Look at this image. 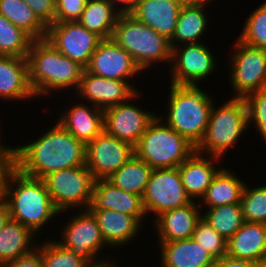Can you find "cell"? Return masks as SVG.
Listing matches in <instances>:
<instances>
[{"instance_id": "obj_2", "label": "cell", "mask_w": 266, "mask_h": 267, "mask_svg": "<svg viewBox=\"0 0 266 267\" xmlns=\"http://www.w3.org/2000/svg\"><path fill=\"white\" fill-rule=\"evenodd\" d=\"M0 197L7 203L11 219L30 228L37 236L51 220L61 215L43 179L23 174L12 163L0 178Z\"/></svg>"}, {"instance_id": "obj_4", "label": "cell", "mask_w": 266, "mask_h": 267, "mask_svg": "<svg viewBox=\"0 0 266 267\" xmlns=\"http://www.w3.org/2000/svg\"><path fill=\"white\" fill-rule=\"evenodd\" d=\"M169 87L167 113L157 115L197 147L205 135L215 97L200 86L169 84Z\"/></svg>"}, {"instance_id": "obj_12", "label": "cell", "mask_w": 266, "mask_h": 267, "mask_svg": "<svg viewBox=\"0 0 266 267\" xmlns=\"http://www.w3.org/2000/svg\"><path fill=\"white\" fill-rule=\"evenodd\" d=\"M76 212L75 216L71 213V219L67 218L69 221L62 225L63 230L59 232L61 240H58L88 264L111 259L112 256L107 255L106 258L105 255L100 257L104 247L107 249L109 246L101 236L96 218L88 210Z\"/></svg>"}, {"instance_id": "obj_14", "label": "cell", "mask_w": 266, "mask_h": 267, "mask_svg": "<svg viewBox=\"0 0 266 267\" xmlns=\"http://www.w3.org/2000/svg\"><path fill=\"white\" fill-rule=\"evenodd\" d=\"M46 40L64 56L86 68L103 40L79 21L55 22L47 28Z\"/></svg>"}, {"instance_id": "obj_22", "label": "cell", "mask_w": 266, "mask_h": 267, "mask_svg": "<svg viewBox=\"0 0 266 267\" xmlns=\"http://www.w3.org/2000/svg\"><path fill=\"white\" fill-rule=\"evenodd\" d=\"M222 160L220 157L204 155L195 151L178 167L182 184L192 201L198 202L204 196L213 178L223 167L217 166Z\"/></svg>"}, {"instance_id": "obj_32", "label": "cell", "mask_w": 266, "mask_h": 267, "mask_svg": "<svg viewBox=\"0 0 266 267\" xmlns=\"http://www.w3.org/2000/svg\"><path fill=\"white\" fill-rule=\"evenodd\" d=\"M0 15L5 16L33 40L46 39L47 27L23 0H0Z\"/></svg>"}, {"instance_id": "obj_36", "label": "cell", "mask_w": 266, "mask_h": 267, "mask_svg": "<svg viewBox=\"0 0 266 267\" xmlns=\"http://www.w3.org/2000/svg\"><path fill=\"white\" fill-rule=\"evenodd\" d=\"M243 26L237 38L249 46L266 50V0L250 12Z\"/></svg>"}, {"instance_id": "obj_24", "label": "cell", "mask_w": 266, "mask_h": 267, "mask_svg": "<svg viewBox=\"0 0 266 267\" xmlns=\"http://www.w3.org/2000/svg\"><path fill=\"white\" fill-rule=\"evenodd\" d=\"M36 99L29 83L27 58L0 55V99L27 101Z\"/></svg>"}, {"instance_id": "obj_15", "label": "cell", "mask_w": 266, "mask_h": 267, "mask_svg": "<svg viewBox=\"0 0 266 267\" xmlns=\"http://www.w3.org/2000/svg\"><path fill=\"white\" fill-rule=\"evenodd\" d=\"M134 155V146L103 130L86 145V166L95 180L107 179Z\"/></svg>"}, {"instance_id": "obj_5", "label": "cell", "mask_w": 266, "mask_h": 267, "mask_svg": "<svg viewBox=\"0 0 266 267\" xmlns=\"http://www.w3.org/2000/svg\"><path fill=\"white\" fill-rule=\"evenodd\" d=\"M111 38L131 55L143 73L159 63H166V69L170 66V41L131 14H120Z\"/></svg>"}, {"instance_id": "obj_18", "label": "cell", "mask_w": 266, "mask_h": 267, "mask_svg": "<svg viewBox=\"0 0 266 267\" xmlns=\"http://www.w3.org/2000/svg\"><path fill=\"white\" fill-rule=\"evenodd\" d=\"M115 210L136 217L143 225L147 218L142 197L115 186L108 179H97L92 189L88 211ZM146 217V218H145Z\"/></svg>"}, {"instance_id": "obj_33", "label": "cell", "mask_w": 266, "mask_h": 267, "mask_svg": "<svg viewBox=\"0 0 266 267\" xmlns=\"http://www.w3.org/2000/svg\"><path fill=\"white\" fill-rule=\"evenodd\" d=\"M202 217L227 241L244 223L240 203L208 208Z\"/></svg>"}, {"instance_id": "obj_7", "label": "cell", "mask_w": 266, "mask_h": 267, "mask_svg": "<svg viewBox=\"0 0 266 267\" xmlns=\"http://www.w3.org/2000/svg\"><path fill=\"white\" fill-rule=\"evenodd\" d=\"M134 151L152 169H163L179 167L196 151V147L156 115Z\"/></svg>"}, {"instance_id": "obj_20", "label": "cell", "mask_w": 266, "mask_h": 267, "mask_svg": "<svg viewBox=\"0 0 266 267\" xmlns=\"http://www.w3.org/2000/svg\"><path fill=\"white\" fill-rule=\"evenodd\" d=\"M202 210L197 201H192L183 207L161 213L151 221L158 235V243L192 238L196 224L202 218Z\"/></svg>"}, {"instance_id": "obj_49", "label": "cell", "mask_w": 266, "mask_h": 267, "mask_svg": "<svg viewBox=\"0 0 266 267\" xmlns=\"http://www.w3.org/2000/svg\"><path fill=\"white\" fill-rule=\"evenodd\" d=\"M255 267H266V261L257 263Z\"/></svg>"}, {"instance_id": "obj_44", "label": "cell", "mask_w": 266, "mask_h": 267, "mask_svg": "<svg viewBox=\"0 0 266 267\" xmlns=\"http://www.w3.org/2000/svg\"><path fill=\"white\" fill-rule=\"evenodd\" d=\"M120 14H130L140 0H108Z\"/></svg>"}, {"instance_id": "obj_46", "label": "cell", "mask_w": 266, "mask_h": 267, "mask_svg": "<svg viewBox=\"0 0 266 267\" xmlns=\"http://www.w3.org/2000/svg\"><path fill=\"white\" fill-rule=\"evenodd\" d=\"M10 211L7 203L0 197V231L10 219Z\"/></svg>"}, {"instance_id": "obj_3", "label": "cell", "mask_w": 266, "mask_h": 267, "mask_svg": "<svg viewBox=\"0 0 266 267\" xmlns=\"http://www.w3.org/2000/svg\"><path fill=\"white\" fill-rule=\"evenodd\" d=\"M27 62L29 83L36 98H49L55 92L57 95L59 90L76 92L85 70L79 63L64 56L46 39L32 41Z\"/></svg>"}, {"instance_id": "obj_48", "label": "cell", "mask_w": 266, "mask_h": 267, "mask_svg": "<svg viewBox=\"0 0 266 267\" xmlns=\"http://www.w3.org/2000/svg\"><path fill=\"white\" fill-rule=\"evenodd\" d=\"M178 1L183 5H190V4H200L204 2H213L214 0H178Z\"/></svg>"}, {"instance_id": "obj_27", "label": "cell", "mask_w": 266, "mask_h": 267, "mask_svg": "<svg viewBox=\"0 0 266 267\" xmlns=\"http://www.w3.org/2000/svg\"><path fill=\"white\" fill-rule=\"evenodd\" d=\"M233 170L234 168L223 166L217 172L204 196L198 202L201 209L203 206L205 211L206 208L240 203L246 182Z\"/></svg>"}, {"instance_id": "obj_25", "label": "cell", "mask_w": 266, "mask_h": 267, "mask_svg": "<svg viewBox=\"0 0 266 267\" xmlns=\"http://www.w3.org/2000/svg\"><path fill=\"white\" fill-rule=\"evenodd\" d=\"M160 267H213L216 259L193 238L158 243Z\"/></svg>"}, {"instance_id": "obj_35", "label": "cell", "mask_w": 266, "mask_h": 267, "mask_svg": "<svg viewBox=\"0 0 266 267\" xmlns=\"http://www.w3.org/2000/svg\"><path fill=\"white\" fill-rule=\"evenodd\" d=\"M48 237L42 244H37V249L41 253L44 267H85L88 263L79 256H76L73 250L64 246L58 239Z\"/></svg>"}, {"instance_id": "obj_31", "label": "cell", "mask_w": 266, "mask_h": 267, "mask_svg": "<svg viewBox=\"0 0 266 267\" xmlns=\"http://www.w3.org/2000/svg\"><path fill=\"white\" fill-rule=\"evenodd\" d=\"M152 168L134 155L107 179L128 193L143 197Z\"/></svg>"}, {"instance_id": "obj_30", "label": "cell", "mask_w": 266, "mask_h": 267, "mask_svg": "<svg viewBox=\"0 0 266 267\" xmlns=\"http://www.w3.org/2000/svg\"><path fill=\"white\" fill-rule=\"evenodd\" d=\"M119 16L108 0H87L78 21L102 39H110Z\"/></svg>"}, {"instance_id": "obj_41", "label": "cell", "mask_w": 266, "mask_h": 267, "mask_svg": "<svg viewBox=\"0 0 266 267\" xmlns=\"http://www.w3.org/2000/svg\"><path fill=\"white\" fill-rule=\"evenodd\" d=\"M48 28L55 23V0H23Z\"/></svg>"}, {"instance_id": "obj_26", "label": "cell", "mask_w": 266, "mask_h": 267, "mask_svg": "<svg viewBox=\"0 0 266 267\" xmlns=\"http://www.w3.org/2000/svg\"><path fill=\"white\" fill-rule=\"evenodd\" d=\"M235 259L266 261V224L244 221L227 241V253Z\"/></svg>"}, {"instance_id": "obj_37", "label": "cell", "mask_w": 266, "mask_h": 267, "mask_svg": "<svg viewBox=\"0 0 266 267\" xmlns=\"http://www.w3.org/2000/svg\"><path fill=\"white\" fill-rule=\"evenodd\" d=\"M260 185L246 184L240 204L244 221L266 224V183Z\"/></svg>"}, {"instance_id": "obj_23", "label": "cell", "mask_w": 266, "mask_h": 267, "mask_svg": "<svg viewBox=\"0 0 266 267\" xmlns=\"http://www.w3.org/2000/svg\"><path fill=\"white\" fill-rule=\"evenodd\" d=\"M89 212L96 218L101 236L111 250L127 247L143 230L144 225L134 216L109 209Z\"/></svg>"}, {"instance_id": "obj_11", "label": "cell", "mask_w": 266, "mask_h": 267, "mask_svg": "<svg viewBox=\"0 0 266 267\" xmlns=\"http://www.w3.org/2000/svg\"><path fill=\"white\" fill-rule=\"evenodd\" d=\"M142 200L147 218L154 215L152 221L165 211L192 202L182 184L178 167L153 169Z\"/></svg>"}, {"instance_id": "obj_45", "label": "cell", "mask_w": 266, "mask_h": 267, "mask_svg": "<svg viewBox=\"0 0 266 267\" xmlns=\"http://www.w3.org/2000/svg\"><path fill=\"white\" fill-rule=\"evenodd\" d=\"M1 137L0 135V174H3L6 167L11 163V145H4V140Z\"/></svg>"}, {"instance_id": "obj_1", "label": "cell", "mask_w": 266, "mask_h": 267, "mask_svg": "<svg viewBox=\"0 0 266 267\" xmlns=\"http://www.w3.org/2000/svg\"><path fill=\"white\" fill-rule=\"evenodd\" d=\"M54 124L34 141L11 146V163L23 174L43 179L62 169L86 165V145Z\"/></svg>"}, {"instance_id": "obj_47", "label": "cell", "mask_w": 266, "mask_h": 267, "mask_svg": "<svg viewBox=\"0 0 266 267\" xmlns=\"http://www.w3.org/2000/svg\"><path fill=\"white\" fill-rule=\"evenodd\" d=\"M113 257L112 259L108 260H100L96 261L95 263L92 264H87L85 267H119L117 259Z\"/></svg>"}, {"instance_id": "obj_19", "label": "cell", "mask_w": 266, "mask_h": 267, "mask_svg": "<svg viewBox=\"0 0 266 267\" xmlns=\"http://www.w3.org/2000/svg\"><path fill=\"white\" fill-rule=\"evenodd\" d=\"M74 103L73 99V105L63 107L64 111L57 115L55 122L87 145L104 130L103 110L78 99Z\"/></svg>"}, {"instance_id": "obj_13", "label": "cell", "mask_w": 266, "mask_h": 267, "mask_svg": "<svg viewBox=\"0 0 266 267\" xmlns=\"http://www.w3.org/2000/svg\"><path fill=\"white\" fill-rule=\"evenodd\" d=\"M141 93L138 91L128 101L103 110L104 130L134 147L146 131L148 124L157 115L153 111L142 109L140 105H136L135 100L138 102L139 97L143 96Z\"/></svg>"}, {"instance_id": "obj_34", "label": "cell", "mask_w": 266, "mask_h": 267, "mask_svg": "<svg viewBox=\"0 0 266 267\" xmlns=\"http://www.w3.org/2000/svg\"><path fill=\"white\" fill-rule=\"evenodd\" d=\"M33 39L0 15V55L27 58Z\"/></svg>"}, {"instance_id": "obj_40", "label": "cell", "mask_w": 266, "mask_h": 267, "mask_svg": "<svg viewBox=\"0 0 266 267\" xmlns=\"http://www.w3.org/2000/svg\"><path fill=\"white\" fill-rule=\"evenodd\" d=\"M87 0H55V22L78 21Z\"/></svg>"}, {"instance_id": "obj_42", "label": "cell", "mask_w": 266, "mask_h": 267, "mask_svg": "<svg viewBox=\"0 0 266 267\" xmlns=\"http://www.w3.org/2000/svg\"><path fill=\"white\" fill-rule=\"evenodd\" d=\"M0 267H44L40 251L35 248L32 252L2 264Z\"/></svg>"}, {"instance_id": "obj_17", "label": "cell", "mask_w": 266, "mask_h": 267, "mask_svg": "<svg viewBox=\"0 0 266 267\" xmlns=\"http://www.w3.org/2000/svg\"><path fill=\"white\" fill-rule=\"evenodd\" d=\"M137 87H133L128 81L106 79L84 70L75 96L82 102L105 110L128 101L140 91Z\"/></svg>"}, {"instance_id": "obj_39", "label": "cell", "mask_w": 266, "mask_h": 267, "mask_svg": "<svg viewBox=\"0 0 266 267\" xmlns=\"http://www.w3.org/2000/svg\"><path fill=\"white\" fill-rule=\"evenodd\" d=\"M244 99L248 110V127L255 125L256 132L266 144V88L252 92Z\"/></svg>"}, {"instance_id": "obj_9", "label": "cell", "mask_w": 266, "mask_h": 267, "mask_svg": "<svg viewBox=\"0 0 266 267\" xmlns=\"http://www.w3.org/2000/svg\"><path fill=\"white\" fill-rule=\"evenodd\" d=\"M233 44L232 52L226 58L233 92L231 97L245 98L266 88V50L249 46L238 38Z\"/></svg>"}, {"instance_id": "obj_43", "label": "cell", "mask_w": 266, "mask_h": 267, "mask_svg": "<svg viewBox=\"0 0 266 267\" xmlns=\"http://www.w3.org/2000/svg\"><path fill=\"white\" fill-rule=\"evenodd\" d=\"M257 263L249 260L235 259L225 255L218 258L213 267H255Z\"/></svg>"}, {"instance_id": "obj_8", "label": "cell", "mask_w": 266, "mask_h": 267, "mask_svg": "<svg viewBox=\"0 0 266 267\" xmlns=\"http://www.w3.org/2000/svg\"><path fill=\"white\" fill-rule=\"evenodd\" d=\"M55 208L60 213L87 210L95 179L86 165L62 169L43 178Z\"/></svg>"}, {"instance_id": "obj_10", "label": "cell", "mask_w": 266, "mask_h": 267, "mask_svg": "<svg viewBox=\"0 0 266 267\" xmlns=\"http://www.w3.org/2000/svg\"><path fill=\"white\" fill-rule=\"evenodd\" d=\"M217 59L204 42L184 44L172 48L169 74L173 85L199 86L200 81L214 74Z\"/></svg>"}, {"instance_id": "obj_21", "label": "cell", "mask_w": 266, "mask_h": 267, "mask_svg": "<svg viewBox=\"0 0 266 267\" xmlns=\"http://www.w3.org/2000/svg\"><path fill=\"white\" fill-rule=\"evenodd\" d=\"M183 6L178 0H140L130 14L171 41Z\"/></svg>"}, {"instance_id": "obj_38", "label": "cell", "mask_w": 266, "mask_h": 267, "mask_svg": "<svg viewBox=\"0 0 266 267\" xmlns=\"http://www.w3.org/2000/svg\"><path fill=\"white\" fill-rule=\"evenodd\" d=\"M192 238L216 260L226 255L227 240L202 217L196 224Z\"/></svg>"}, {"instance_id": "obj_28", "label": "cell", "mask_w": 266, "mask_h": 267, "mask_svg": "<svg viewBox=\"0 0 266 267\" xmlns=\"http://www.w3.org/2000/svg\"><path fill=\"white\" fill-rule=\"evenodd\" d=\"M211 2L184 5L180 10L176 31L170 41L171 48L184 44H195L203 40L209 26V15L206 8ZM208 15V16H207Z\"/></svg>"}, {"instance_id": "obj_6", "label": "cell", "mask_w": 266, "mask_h": 267, "mask_svg": "<svg viewBox=\"0 0 266 267\" xmlns=\"http://www.w3.org/2000/svg\"><path fill=\"white\" fill-rule=\"evenodd\" d=\"M213 104L207 129L196 152L222 159L224 154L237 146L248 127V110L244 98L231 97L220 106Z\"/></svg>"}, {"instance_id": "obj_29", "label": "cell", "mask_w": 266, "mask_h": 267, "mask_svg": "<svg viewBox=\"0 0 266 267\" xmlns=\"http://www.w3.org/2000/svg\"><path fill=\"white\" fill-rule=\"evenodd\" d=\"M38 240L30 228L10 218L0 231V266L32 252Z\"/></svg>"}, {"instance_id": "obj_16", "label": "cell", "mask_w": 266, "mask_h": 267, "mask_svg": "<svg viewBox=\"0 0 266 267\" xmlns=\"http://www.w3.org/2000/svg\"><path fill=\"white\" fill-rule=\"evenodd\" d=\"M85 70L106 79L128 81L133 87L134 77L143 73L131 55L112 38L100 42Z\"/></svg>"}]
</instances>
